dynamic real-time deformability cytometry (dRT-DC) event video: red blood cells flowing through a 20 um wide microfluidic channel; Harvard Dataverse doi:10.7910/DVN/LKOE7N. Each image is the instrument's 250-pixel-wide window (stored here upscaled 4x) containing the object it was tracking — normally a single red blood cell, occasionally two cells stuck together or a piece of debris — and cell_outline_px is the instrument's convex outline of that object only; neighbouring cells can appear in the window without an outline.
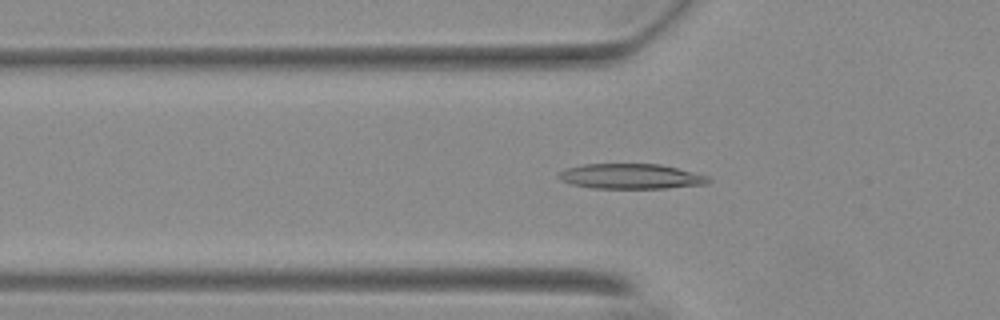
{"species": "Egyptian fruit bat (a non-hibernating species)", "species_latin": "Rousettus aegyptiacus", "temperature_condition": "warm", "stored_images_in_passage": 55, "camera_frame_rate_fps": 3000, "um_per_image_px": 0.085, "animal": {"sex": "female"}, "frame": {"image": 1, "passage_image": 18, "time_ms": 5.667, "image_size_px": [1000, 320], "cell_outline_px": [[712, 180], [708, 184], [668, 188], [592, 188], [572, 184], [560, 180], [556, 176], [564, 168], [584, 164], [660, 164], [708, 176]], "centroid_in_image_um": [53.61, 14.99], "position_along_channel_um": 72.2, "area_um2": 21.96}}
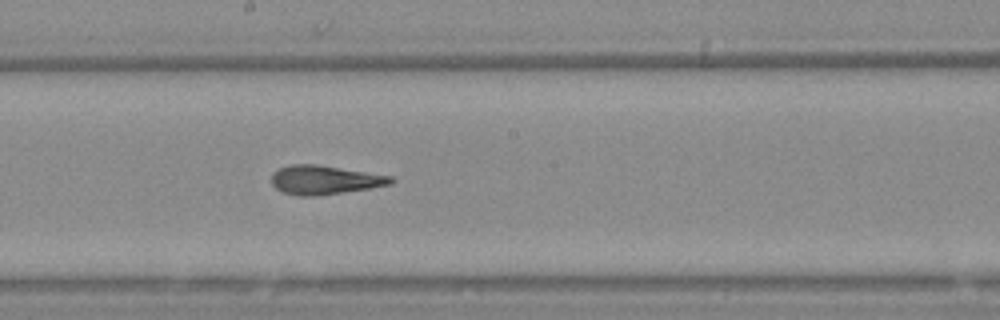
{"frame": {"image": 2, "passage_image": 30, "time_ms": 9.667, "image_size_px": [1000, 320], "cell_outline_px": [[396, 180], [392, 184], [368, 188], [312, 196], [296, 196], [284, 192], [276, 188], [272, 184], [272, 172], [280, 168], [292, 164], [316, 164], [392, 176]], "centroid_in_image_um": [27.58, 15.28], "position_along_channel_um": 220.6, "area_um2": 19.88}}
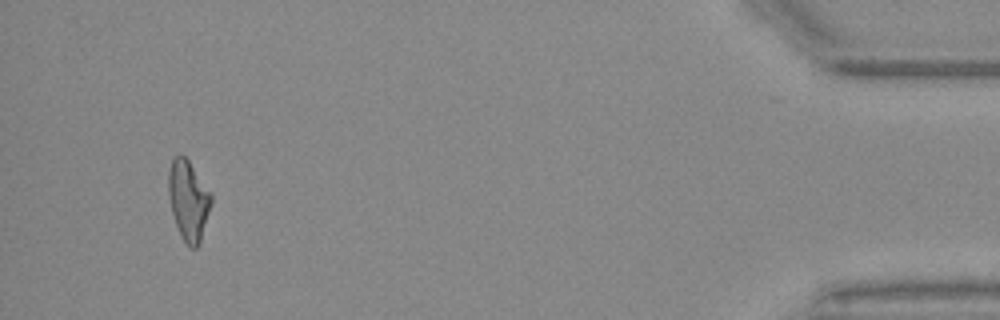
{"frame": {"image": 3, "passage_image": 52, "time_ms": 17.0, "image_size_px": [1000, 320], "cell_outline_px": [[212, 204], [200, 244], [196, 248], [188, 248], [176, 224], [172, 212], [168, 196], [168, 172], [172, 160], [176, 156], [184, 156], [188, 160], [212, 196]], "centroid_in_image_um": [16.02, 17.07], "position_along_channel_um": 419.2, "area_um2": 19.71}, "authors_computed_cell_mechanics": {"area_um2": 20.1722, "velocity_mm_per_s": 3.703, "shape_relaxation_time_tau1_ms": 9.534, "shape_relaxation_time_tau2_ms": 1.7368, "deformation_change_tau1": 0.2727, "deformation_change_tau2": 0.106}}